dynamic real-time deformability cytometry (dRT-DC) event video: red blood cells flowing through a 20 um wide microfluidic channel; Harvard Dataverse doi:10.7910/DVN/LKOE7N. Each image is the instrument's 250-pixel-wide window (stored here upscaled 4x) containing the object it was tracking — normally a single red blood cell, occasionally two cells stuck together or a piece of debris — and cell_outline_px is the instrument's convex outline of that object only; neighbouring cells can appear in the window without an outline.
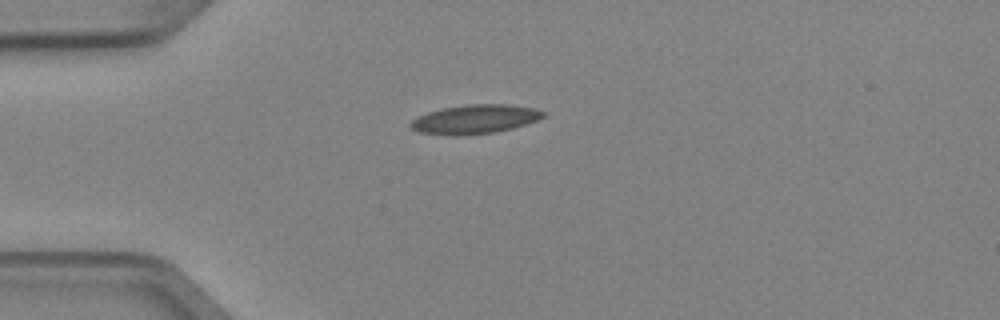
{"species": "Egyptian fruit bat (a non-hibernating species)", "species_latin": "Rousettus aegyptiacus", "temperature_condition": "cold", "stored_images_in_passage": 4, "camera_frame_rate_fps": 3000, "um_per_image_px": 0.085, "animal": {"sex": "female"}, "frame": {"image": 1, "passage_image": 3, "time_ms": 0.667, "image_size_px": [1000, 320], "cell_outline_px": [[548, 112], [544, 116], [536, 120], [512, 128], [496, 132], [460, 136], [452, 136], [420, 132], [412, 128], [408, 124], [412, 120], [428, 112], [444, 108], [468, 104], [508, 104], [532, 108]], "centroid_in_image_um": [40.37, 10.14], "position_along_channel_um": 44.6, "area_um2": 22.31}}
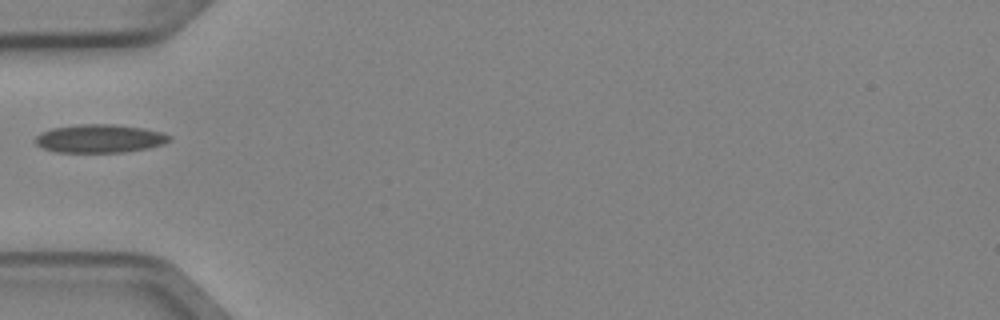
{"frame": {"image": 2, "passage_image": 4, "time_ms": 1.0, "image_size_px": [1000, 320], "cell_outline_px": [[172, 140], [164, 144], [148, 148], [124, 152], [56, 152], [44, 148], [36, 144], [32, 140], [40, 132], [52, 128], [76, 124], [112, 124], [144, 128], [160, 132], [172, 136]], "centroid_in_image_um": [8.46, 11.77], "position_along_channel_um": 76.5, "area_um2": 22.31}}